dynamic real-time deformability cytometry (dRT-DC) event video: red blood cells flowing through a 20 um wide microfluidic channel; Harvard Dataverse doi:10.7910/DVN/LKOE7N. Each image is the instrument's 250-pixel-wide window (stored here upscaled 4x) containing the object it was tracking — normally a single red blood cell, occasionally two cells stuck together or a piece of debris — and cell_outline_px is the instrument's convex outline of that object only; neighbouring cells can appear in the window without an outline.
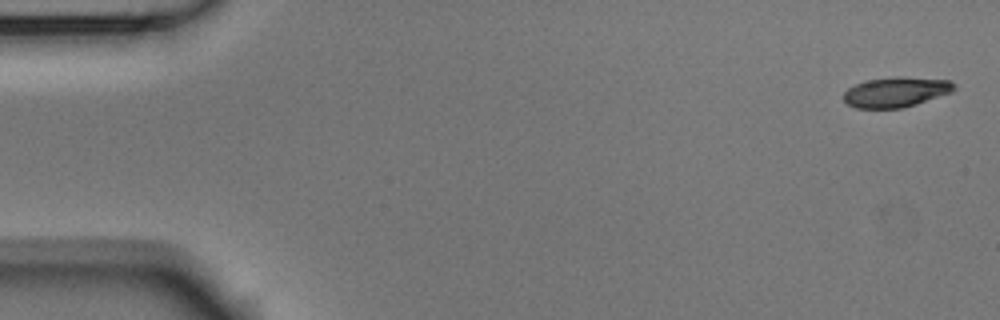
{"species": "Egyptian fruit bat (a non-hibernating species)", "species_latin": "Rousettus aegyptiacus", "temperature_condition": "room temperature", "stored_images_in_passage": 5, "camera_frame_rate_fps": 3000, "um_per_image_px": 0.085, "animal": {"sex": "male"}, "frame": {"image": 1, "passage_image": 1, "time_ms": 0.0, "image_size_px": [1000, 320], "cell_outline_px": [[956, 88], [952, 92], [904, 108], [856, 108], [848, 104], [844, 100], [844, 92], [848, 88], [864, 80], [896, 76], [904, 76], [948, 80], [956, 84]], "centroid_in_image_um": [76.17, 7.81], "position_along_channel_um": 8.8, "area_um2": 19.54}}
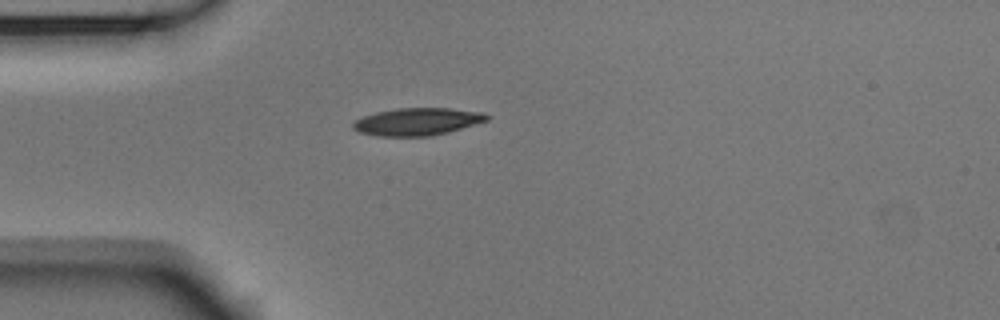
{"frame": {"image": 2, "passage_image": 5, "time_ms": 1.333, "image_size_px": [1000, 320], "cell_outline_px": [[492, 116], [488, 120], [448, 132], [428, 136], [376, 136], [360, 132], [352, 128], [352, 124], [356, 120], [364, 116], [376, 112], [396, 108], [448, 108], [484, 112]], "centroid_in_image_um": [35.49, 10.33], "position_along_channel_um": 49.5, "area_um2": 21.39}}